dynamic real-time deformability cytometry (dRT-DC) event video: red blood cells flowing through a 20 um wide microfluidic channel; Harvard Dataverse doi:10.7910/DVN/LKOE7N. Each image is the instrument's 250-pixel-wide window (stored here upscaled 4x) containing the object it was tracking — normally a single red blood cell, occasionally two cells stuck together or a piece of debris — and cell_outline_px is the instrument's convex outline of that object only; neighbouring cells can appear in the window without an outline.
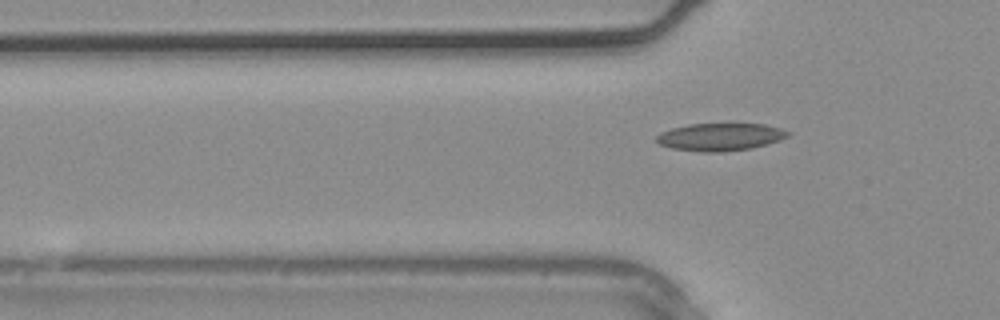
{"species": "common noctule bat (a hibernating species)", "species_latin": "Nyctalus noctula", "temperature_condition": "warm", "stored_images_in_passage": 4, "camera_frame_rate_fps": 3000, "um_per_image_px": 0.085, "animal": {"sex": "male", "body_mass_g": 20.4}, "frame": {"image": 1, "passage_image": 4, "time_ms": 1.0, "image_size_px": [1000, 320], "cell_outline_px": [[792, 132], [788, 136], [780, 140], [768, 144], [752, 148], [724, 152], [704, 152], [672, 148], [660, 144], [656, 140], [656, 136], [660, 132], [672, 128], [688, 124], [764, 124], [780, 128]], "centroid_in_image_um": [61.24, 11.64], "position_along_channel_um": 64.6, "area_um2": 21.15}}